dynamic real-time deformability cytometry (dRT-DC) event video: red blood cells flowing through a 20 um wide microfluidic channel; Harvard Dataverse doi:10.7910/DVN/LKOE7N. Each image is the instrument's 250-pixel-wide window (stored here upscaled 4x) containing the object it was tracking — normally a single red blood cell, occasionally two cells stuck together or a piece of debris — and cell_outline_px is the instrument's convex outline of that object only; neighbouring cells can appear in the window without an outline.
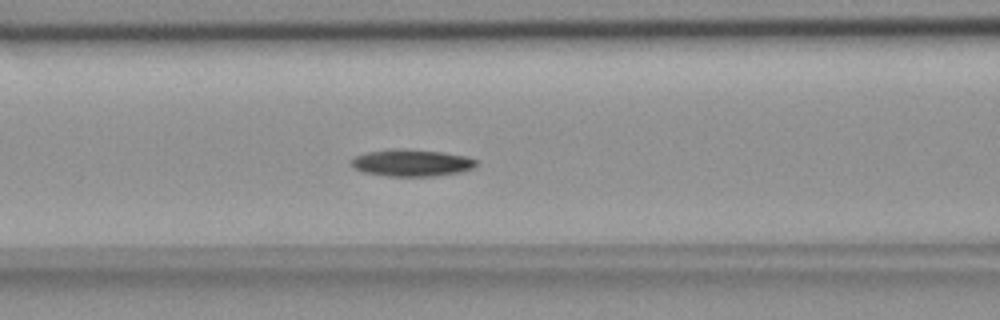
{"species": "common noctule bat (a hibernating species)", "species_latin": "Nyctalus noctula", "temperature_condition": "room temperature", "stored_images_in_passage": 55, "camera_frame_rate_fps": 3000, "um_per_image_px": 0.085, "animal": {"sex": "female", "body_mass_g": 18.4}, "frame": {"image": 1, "passage_image": 22, "time_ms": 7.0, "image_size_px": [1000, 320], "cell_outline_px": [[480, 164], [476, 168], [460, 172], [432, 176], [384, 176], [364, 172], [352, 168], [348, 164], [348, 160], [356, 156], [368, 152], [392, 148], [408, 148], [444, 152], [464, 156], [480, 160]], "centroid_in_image_um": [34.99, 13.83], "position_along_channel_um": 131.6, "area_um2": 20.23}}
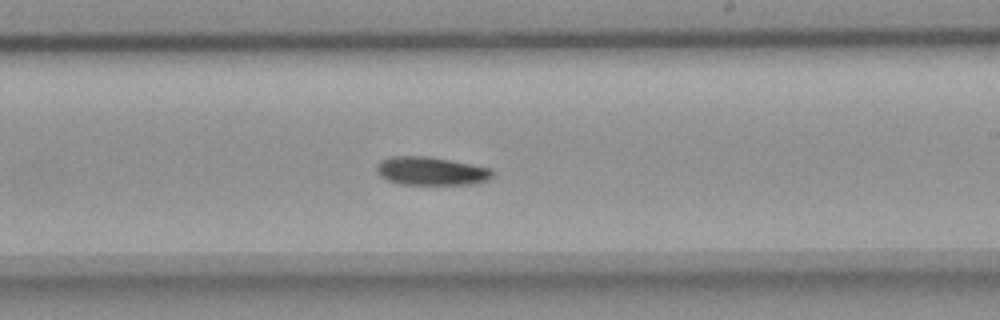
{"frame": {"image": 2, "passage_image": 32, "time_ms": 10.333, "image_size_px": [1000, 320], "cell_outline_px": [[496, 172], [488, 180], [476, 184], [400, 184], [388, 180], [380, 176], [376, 172], [376, 164], [380, 160], [388, 156], [428, 156], [472, 164], [492, 168]], "centroid_in_image_um": [36.65, 14.53], "position_along_channel_um": 252.4, "area_um2": 19.42}}
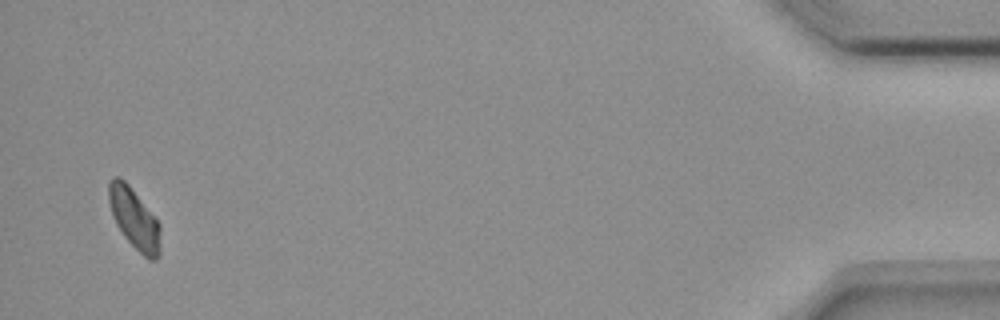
{"frame": {"image": 3, "passage_image": 53, "time_ms": 17.333, "image_size_px": [1000, 320], "cell_outline_px": [[160, 252], [156, 260], [148, 260], [124, 236], [116, 224], [108, 200], [108, 184], [112, 176], [120, 176], [128, 184], [160, 224]], "centroid_in_image_um": [11.41, 18.57], "position_along_channel_um": 423.8, "area_um2": 18.03}, "authors_computed_cell_mechanics": {"area_um2": 18.785, "velocity_mm_per_s": 3.6342, "shape_relaxation_time_tau1_ms": 8.4479, "shape_relaxation_time_tau2_ms": null, "deformation_change_tau1": 0.1611, "deformation_change_tau2": null}}